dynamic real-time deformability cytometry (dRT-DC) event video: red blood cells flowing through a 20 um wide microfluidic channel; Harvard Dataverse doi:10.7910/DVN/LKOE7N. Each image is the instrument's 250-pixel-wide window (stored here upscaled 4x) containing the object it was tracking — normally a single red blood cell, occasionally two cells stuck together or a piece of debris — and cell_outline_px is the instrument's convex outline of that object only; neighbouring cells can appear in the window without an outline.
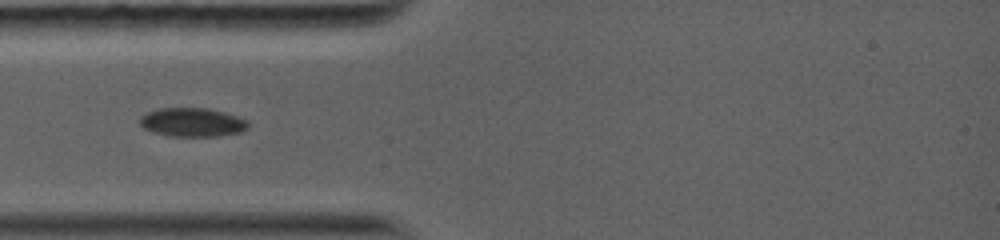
{"species": "common noctule bat (a hibernating species)", "species_latin": "Nyctalus noctula", "temperature_condition": "warm", "stored_images_in_passage": 83, "camera_frame_rate_fps": 5000, "um_per_image_px": 0.085, "animal": {"sex": "female", "body_mass_g": 19.0, "forearm_length_mm": 56.7}, "frame": {"image": 1, "passage_image": 1, "time_ms": 0.0, "image_size_px": [1000, 240], "cell_outline_px": [[248, 128], [240, 132], [220, 136], [172, 136], [152, 132], [144, 128], [140, 124], [140, 116], [148, 112], [160, 108], [208, 108], [224, 112], [248, 120]], "centroid_in_image_um": [16.35, 10.39], "position_along_channel_um": 68.6, "area_um2": 18.15}}
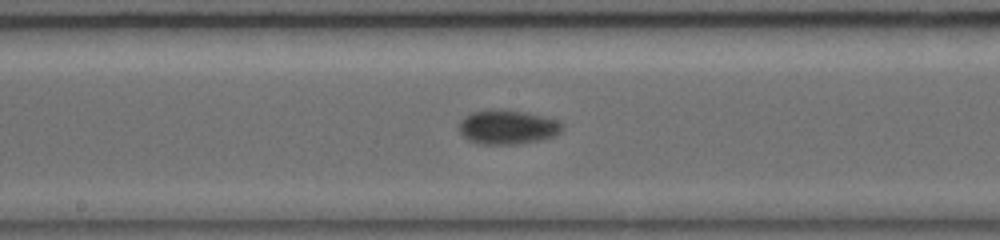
{"frame": {"image": 2, "passage_image": 25, "time_ms": 3.4, "image_size_px": [1000, 240], "cell_outline_px": [[564, 128], [556, 136], [540, 140], [516, 144], [480, 144], [468, 140], [460, 132], [456, 124], [464, 116], [472, 112], [492, 108], [504, 108], [528, 112], [544, 116], [556, 120], [564, 124]], "centroid_in_image_um": [43.12, 10.78], "position_along_channel_um": 205.1, "area_um2": 21.21}}
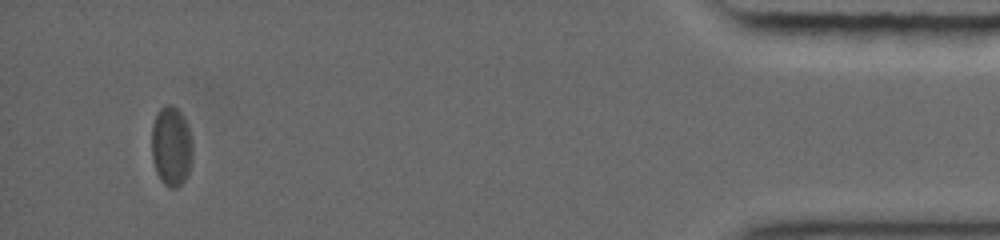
{"frame": {"image": 3, "passage_image": 71, "time_ms": 11.0, "image_size_px": [1000, 240], "cell_outline_px": [[192, 160], [188, 172], [184, 180], [176, 188], [168, 188], [160, 180], [156, 172], [152, 160], [152, 124], [156, 112], [164, 104], [172, 104], [184, 116], [192, 140]], "centroid_in_image_um": [14.55, 12.41], "position_along_channel_um": 420.7, "area_um2": 19.31}}